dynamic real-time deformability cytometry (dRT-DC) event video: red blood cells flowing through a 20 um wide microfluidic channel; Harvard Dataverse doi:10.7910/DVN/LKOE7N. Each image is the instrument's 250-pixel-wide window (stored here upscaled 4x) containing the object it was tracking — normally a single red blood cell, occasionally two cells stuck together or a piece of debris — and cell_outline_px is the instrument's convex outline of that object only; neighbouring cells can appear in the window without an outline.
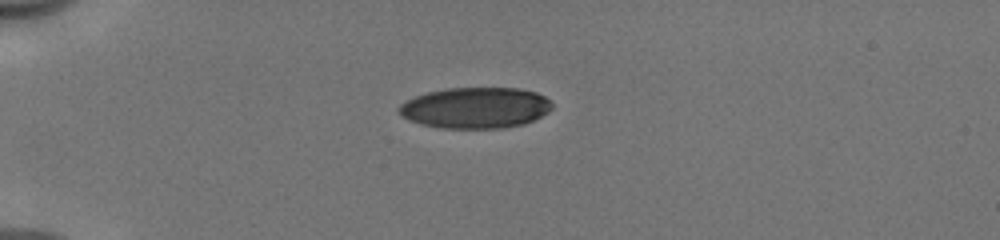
{"species": "human", "species_latin": "Homo sapiens", "temperature_condition": "cold", "stored_images_in_passage": 39, "camera_frame_rate_fps": 3000, "um_per_image_px": 0.085, "donor": {"sex": "male"}, "frame": {"image": 1, "passage_image": 1, "time_ms": 0.0, "image_size_px": [1000, 240], "cell_outline_px": [[552, 108], [548, 112], [524, 124], [504, 128], [440, 128], [420, 124], [408, 120], [396, 108], [400, 104], [416, 96], [428, 92], [448, 88], [520, 88], [536, 92], [544, 96], [552, 104]], "centroid_in_image_um": [40.41, 9.16], "position_along_channel_um": 44.6, "area_um2": 36.53}}
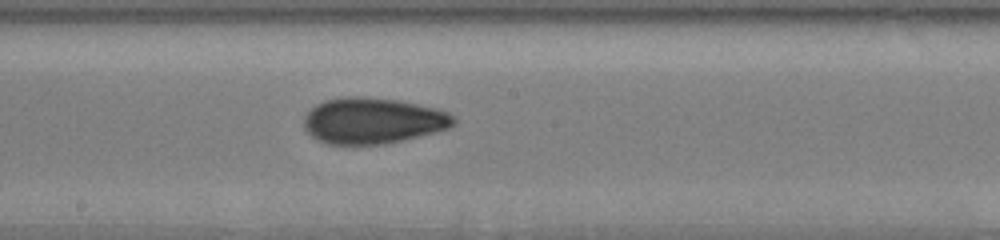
{"frame": {"image": 2, "passage_image": 17, "time_ms": 5.333, "image_size_px": [1000, 240], "cell_outline_px": [[456, 124], [448, 128], [420, 136], [404, 140], [384, 144], [328, 144], [316, 140], [304, 128], [304, 116], [316, 104], [324, 100], [344, 96], [360, 96], [400, 100], [440, 108], [456, 116]], "centroid_in_image_um": [31.72, 10.25], "position_along_channel_um": 216.5, "area_um2": 40.63}}
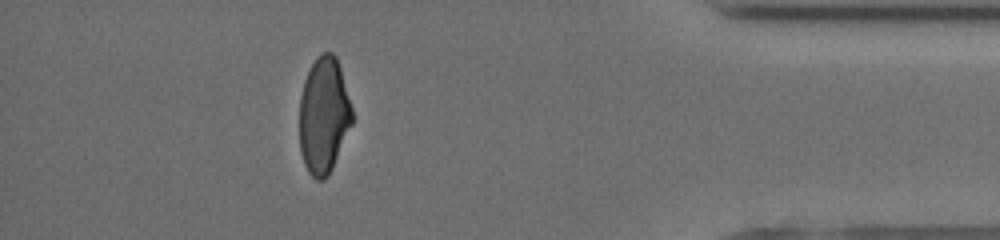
{"frame": {"image": 3, "passage_image": 34, "time_ms": 11.0, "image_size_px": [1000, 240], "cell_outline_px": [[352, 124], [332, 168], [328, 176], [324, 180], [316, 180], [308, 172], [304, 164], [300, 152], [300, 96], [304, 80], [316, 56], [320, 52], [332, 52], [336, 56], [340, 68], [352, 108]], "centroid_in_image_um": [27.51, 9.81], "position_along_channel_um": 407.7, "area_um2": 35.72}, "authors_computed_cell_mechanics": {"area_um2": 38.2058, "velocity_mm_per_s": 3.9877, "shape_relaxation_time_tau1_ms": 6.0812, "shape_relaxation_time_tau2_ms": 2.0627, "deformation_change_tau1": 0.1778, "deformation_change_tau2": 0.0763}}